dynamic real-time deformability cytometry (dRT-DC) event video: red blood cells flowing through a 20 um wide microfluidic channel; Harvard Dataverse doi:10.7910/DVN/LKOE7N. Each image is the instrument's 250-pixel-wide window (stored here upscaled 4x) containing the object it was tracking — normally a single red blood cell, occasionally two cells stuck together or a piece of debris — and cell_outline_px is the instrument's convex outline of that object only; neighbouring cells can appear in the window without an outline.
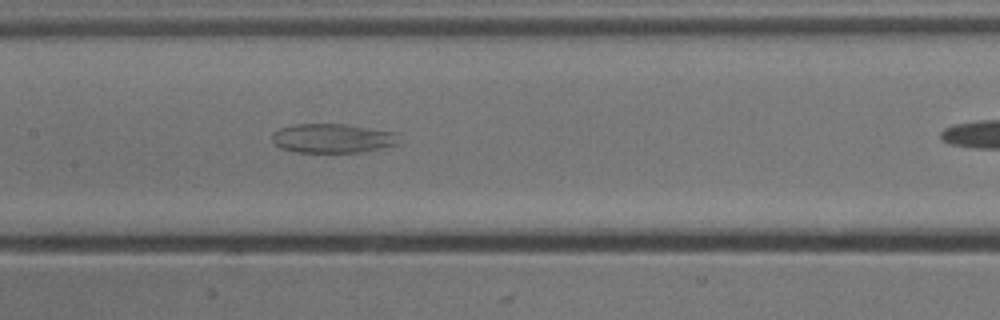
{"species": "common noctule bat (a hibernating species)", "species_latin": "Nyctalus noctula", "temperature_condition": "cold", "stored_images_in_passage": 30, "segment_of_instrument_passage": [1, 3], "camera_frame_rate_fps": 3000, "um_per_image_px": 0.085, "animal": {"sex": "male", "body_mass_g": 13.3}, "frame": {"image": 1, "passage_image": 12, "time_ms": 3.667, "image_size_px": [1000, 320], "cell_outline_px": [[396, 144], [380, 148], [360, 152], [296, 152], [280, 148], [272, 140], [272, 132], [280, 128], [296, 124], [344, 124], [396, 132]], "centroid_in_image_um": [28.2, 11.75], "position_along_channel_um": 179.2, "area_um2": 21.33}}
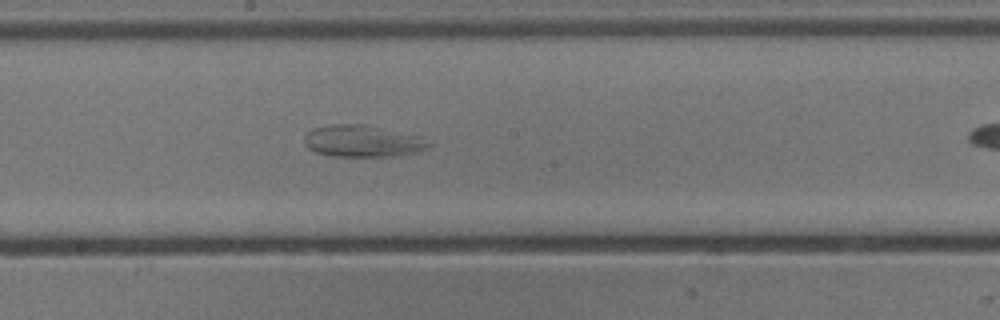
{"frame": {"image": 2, "passage_image": 15, "time_ms": 4.667, "image_size_px": [1000, 320], "cell_outline_px": [[432, 148], [416, 152], [392, 156], [332, 156], [316, 152], [308, 148], [304, 144], [304, 136], [312, 128], [332, 124], [364, 124], [420, 136], [432, 144]], "centroid_in_image_um": [30.82, 11.99], "position_along_channel_um": 217.4, "area_um2": 23.12}}
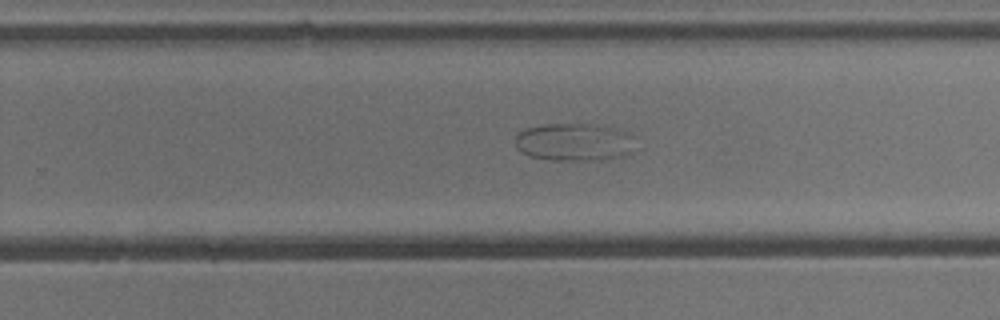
{"frame": {"image": 3, "passage_image": 20, "time_ms": 6.333, "image_size_px": [1000, 320], "cell_outline_px": [[644, 148], [624, 156], [604, 160], [552, 160], [528, 156], [520, 152], [516, 148], [516, 136], [524, 128], [544, 124], [596, 124], [620, 128], [628, 132]], "centroid_in_image_um": [48.95, 12.08], "position_along_channel_um": 280.8, "area_um2": 27.57}}